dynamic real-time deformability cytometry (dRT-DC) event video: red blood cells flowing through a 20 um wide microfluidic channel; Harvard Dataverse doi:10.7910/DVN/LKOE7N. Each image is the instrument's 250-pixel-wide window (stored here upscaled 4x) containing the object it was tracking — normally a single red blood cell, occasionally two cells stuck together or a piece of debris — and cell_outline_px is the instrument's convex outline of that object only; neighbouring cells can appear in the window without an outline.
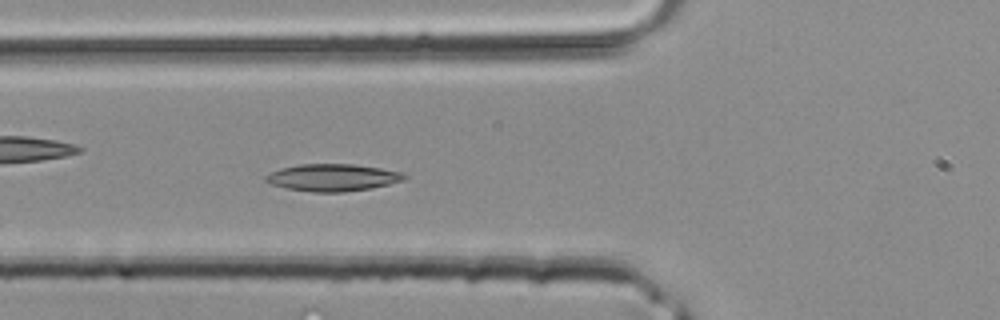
{"species": "common noctule bat (a hibernating species)", "species_latin": "Nyctalus noctula", "temperature_condition": "room temperature", "stored_images_in_passage": 39, "camera_frame_rate_fps": 3000, "um_per_image_px": 0.085, "animal": {"sex": "male", "body_mass_g": 20.4}, "frame": {"image": 1, "passage_image": 14, "time_ms": 4.333, "image_size_px": [1000, 320], "cell_outline_px": [[408, 176], [404, 180], [388, 184], [368, 188], [340, 192], [312, 192], [284, 188], [268, 184], [264, 180], [264, 176], [280, 168], [300, 164], [352, 164], [380, 168], [400, 172]], "centroid_in_image_um": [28.2, 15.09], "position_along_channel_um": 97.6, "area_um2": 21.85}}
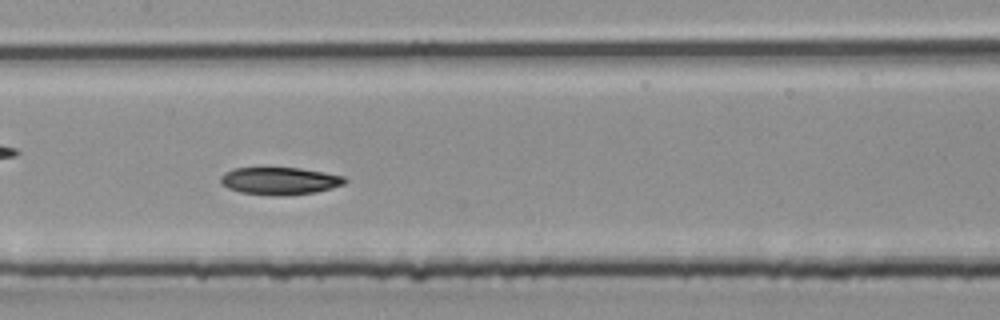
{"frame": {"image": 2, "passage_image": 19, "time_ms": 6.0, "image_size_px": [1000, 320], "cell_outline_px": [[348, 180], [344, 184], [332, 188], [316, 192], [280, 196], [272, 196], [240, 192], [228, 188], [220, 184], [220, 176], [224, 172], [236, 168], [300, 168], [324, 172], [344, 176]], "centroid_in_image_um": [23.77, 15.38], "position_along_channel_um": 183.6, "area_um2": 20.0}}
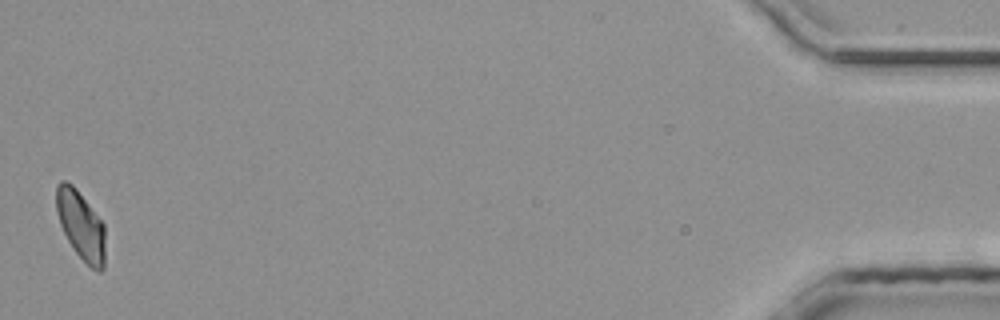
{"frame": {"image": 3, "passage_image": 39, "time_ms": 12.667, "image_size_px": [1000, 320], "cell_outline_px": [[104, 268], [100, 272], [96, 272], [76, 252], [68, 240], [60, 224], [56, 208], [56, 184], [60, 180], [68, 180], [76, 188], [104, 224]], "centroid_in_image_um": [6.86, 19.11], "position_along_channel_um": 428.3, "area_um2": 19.42}}